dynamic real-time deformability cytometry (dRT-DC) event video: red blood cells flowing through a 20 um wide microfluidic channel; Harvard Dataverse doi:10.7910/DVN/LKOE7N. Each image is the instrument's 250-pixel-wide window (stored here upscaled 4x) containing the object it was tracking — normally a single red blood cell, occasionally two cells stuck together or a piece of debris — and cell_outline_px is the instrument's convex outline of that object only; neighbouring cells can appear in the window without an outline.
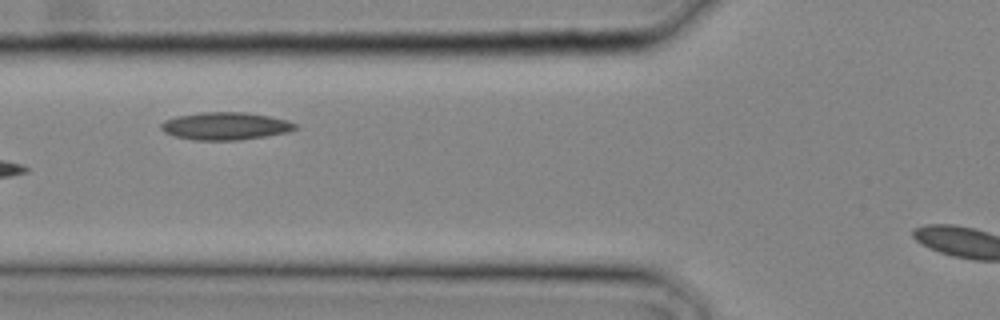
{"species": "common noctule bat (a hibernating species)", "species_latin": "Nyctalus noctula", "temperature_condition": "cold", "stored_images_in_passage": 5, "camera_frame_rate_fps": 3000, "um_per_image_px": 0.085, "animal": {"sex": "male", "body_mass_g": 20.4}, "frame": {"image": 1, "passage_image": 3, "time_ms": 0.667, "image_size_px": [1000, 320], "cell_outline_px": [[296, 128], [288, 132], [240, 140], [192, 140], [176, 136], [164, 132], [160, 128], [160, 124], [164, 120], [176, 116], [204, 112], [244, 112], [268, 116], [288, 120], [296, 124]], "centroid_in_image_um": [19.13, 10.71], "position_along_channel_um": 106.7, "area_um2": 21.5}}